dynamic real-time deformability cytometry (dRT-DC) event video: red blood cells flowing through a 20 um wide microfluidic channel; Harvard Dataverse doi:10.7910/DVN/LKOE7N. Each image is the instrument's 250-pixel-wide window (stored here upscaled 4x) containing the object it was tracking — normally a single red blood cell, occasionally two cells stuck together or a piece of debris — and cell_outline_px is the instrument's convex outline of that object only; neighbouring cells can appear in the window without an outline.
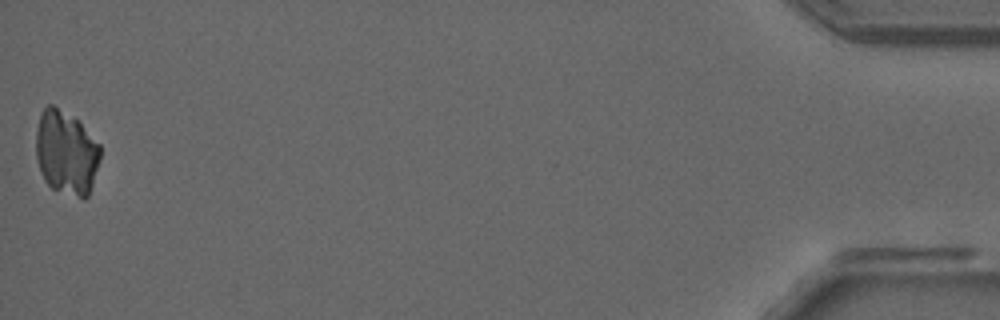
{"species": "common noctule bat (a hibernating species)", "species_latin": "Nyctalus noctula", "temperature_condition": "room temperature", "stored_images_in_passage": 52, "camera_frame_rate_fps": 3000, "um_per_image_px": 0.085, "animal": {"sex": "male", "forearm_length_mm": 52.5}, "frame": {"image": 1, "passage_image": 52, "time_ms": 17.0, "image_size_px": [1000, 320], "cell_outline_px": [[100, 160], [88, 196], [84, 200], [52, 188], [44, 180], [40, 172], [36, 156], [36, 132], [40, 112], [48, 104], [52, 104], [76, 120], [100, 144]], "centroid_in_image_um": [5.61, 13.0], "position_along_channel_um": 429.6, "area_um2": 31.39}}